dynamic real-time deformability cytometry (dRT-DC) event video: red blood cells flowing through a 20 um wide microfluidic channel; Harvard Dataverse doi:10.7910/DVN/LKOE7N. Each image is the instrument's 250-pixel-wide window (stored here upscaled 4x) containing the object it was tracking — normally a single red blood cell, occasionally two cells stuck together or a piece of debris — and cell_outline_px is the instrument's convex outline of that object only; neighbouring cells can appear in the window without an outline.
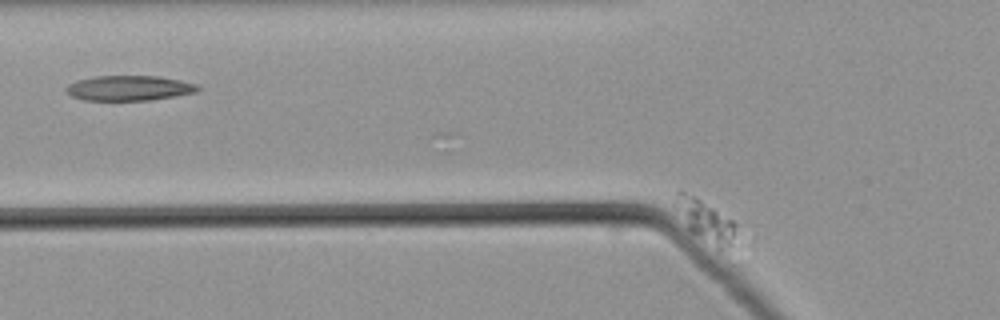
{"species": "common noctule bat (a hibernating species)", "species_latin": "Nyctalus noctula", "temperature_condition": "warm", "stored_images_in_passage": 46, "camera_frame_rate_fps": 3000, "um_per_image_px": 0.085, "animal": {"sex": "male", "body_mass_g": 21.5, "forearm_length_mm": 52.0}, "frame": {"image": 1, "passage_image": 7, "time_ms": 2.0, "image_size_px": [1000, 320], "cell_outline_px": [[736, 224], [732, 236], [728, 244], [720, 252], [688, 232], [676, 196], [676, 192], [680, 188], [696, 196], [732, 220]], "centroid_in_image_um": [59.95, 18.78], "position_along_channel_um": 65.9, "area_um2": 14.22}}
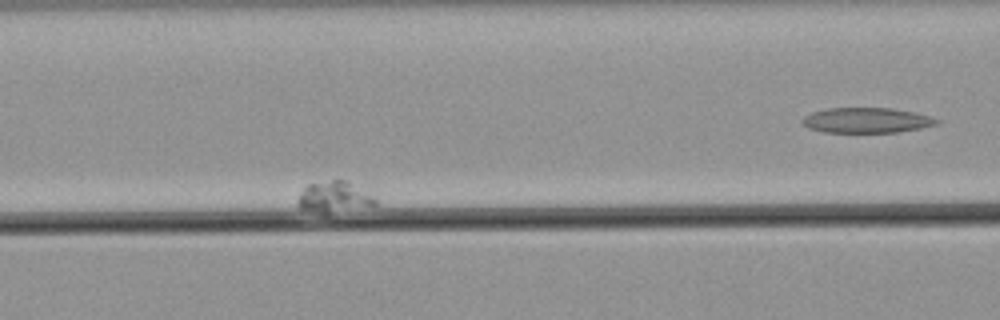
{"frame": {"image": 2, "passage_image": 18, "time_ms": 5.667, "image_size_px": [1000, 320], "cell_outline_px": [[376, 204], [324, 216], [300, 208], [296, 204], [296, 200], [300, 192], [308, 184], [332, 180], [348, 180], [368, 188], [376, 200]], "centroid_in_image_um": [28.42, 16.76], "position_along_channel_um": 138.2, "area_um2": 14.91}}
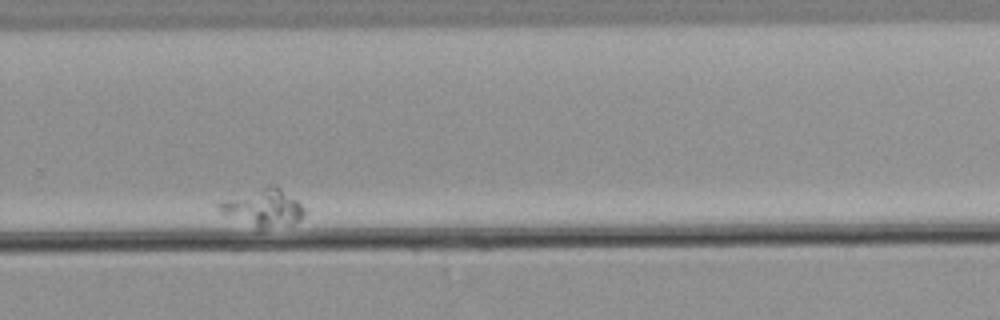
{"frame": {"image": 3, "passage_image": 39, "time_ms": 12.667, "image_size_px": [1000, 320], "cell_outline_px": [[308, 212], [300, 220], [292, 224], [264, 228], [256, 228], [224, 216], [216, 208], [216, 204], [224, 200], [264, 184], [272, 184], [280, 188], [308, 208]], "centroid_in_image_um": [22.39, 17.64], "position_along_channel_um": 307.4, "area_um2": 19.19}}